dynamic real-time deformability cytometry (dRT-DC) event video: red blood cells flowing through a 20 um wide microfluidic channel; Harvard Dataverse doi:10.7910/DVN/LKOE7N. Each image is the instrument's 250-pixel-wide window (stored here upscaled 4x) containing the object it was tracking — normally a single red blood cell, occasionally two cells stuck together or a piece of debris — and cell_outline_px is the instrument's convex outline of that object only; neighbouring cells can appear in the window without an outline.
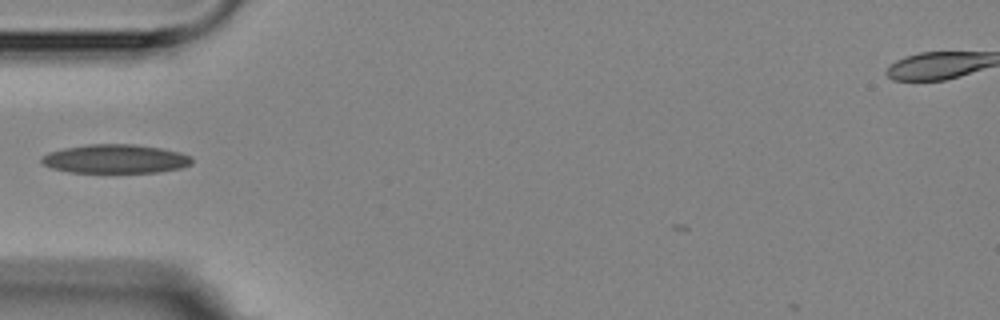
{"species": "Egyptian fruit bat (a non-hibernating species)", "species_latin": "Rousettus aegyptiacus", "temperature_condition": "room temperature", "stored_images_in_passage": 4, "camera_frame_rate_fps": 3000, "um_per_image_px": 0.085, "animal": {"sex": "female"}, "frame": {"image": 1, "passage_image": 4, "time_ms": 4.0, "image_size_px": [1000, 320], "cell_outline_px": [[192, 164], [180, 168], [156, 172], [68, 172], [52, 168], [44, 164], [40, 160], [40, 156], [48, 152], [64, 148], [88, 144], [132, 144], [160, 148], [180, 152], [192, 156]], "centroid_in_image_um": [9.79, 13.5], "position_along_channel_um": 75.2, "area_um2": 25.26}}